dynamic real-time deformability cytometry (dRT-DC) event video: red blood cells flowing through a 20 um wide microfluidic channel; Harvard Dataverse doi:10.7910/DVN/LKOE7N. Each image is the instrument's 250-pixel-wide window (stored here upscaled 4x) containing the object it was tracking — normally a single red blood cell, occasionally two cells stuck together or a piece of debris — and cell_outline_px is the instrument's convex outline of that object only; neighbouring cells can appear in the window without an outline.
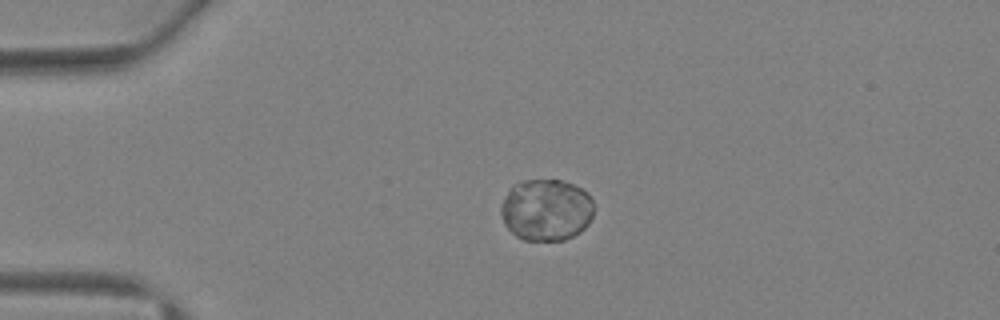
{"species": "Egyptian fruit bat (a non-hibernating species)", "species_latin": "Rousettus aegyptiacus", "temperature_condition": "warm", "stored_images_in_passage": 3, "camera_frame_rate_fps": 3000, "um_per_image_px": 0.085, "animal": {"sex": "female"}, "frame": {"image": 1, "passage_image": 2, "time_ms": 1.333, "image_size_px": [1000, 320], "cell_outline_px": [[592, 216], [588, 224], [580, 232], [564, 240], [524, 240], [516, 236], [504, 224], [500, 212], [500, 204], [512, 184], [524, 180], [560, 180], [572, 184], [588, 192], [592, 200]], "centroid_in_image_um": [46.4, 17.83], "position_along_channel_um": 38.6, "area_um2": 33.58}}